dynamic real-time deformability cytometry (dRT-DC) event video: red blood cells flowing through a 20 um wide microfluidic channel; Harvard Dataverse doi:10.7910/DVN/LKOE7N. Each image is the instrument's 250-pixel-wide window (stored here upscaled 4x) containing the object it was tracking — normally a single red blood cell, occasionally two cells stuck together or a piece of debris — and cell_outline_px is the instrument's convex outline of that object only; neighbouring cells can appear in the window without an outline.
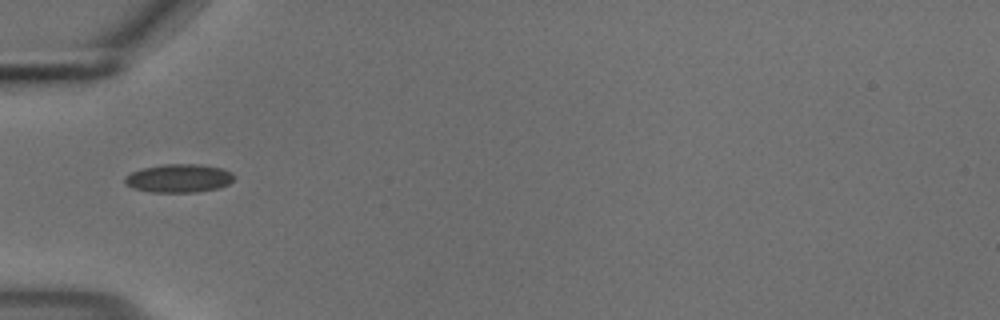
{"species": "common noctule bat (a hibernating species)", "species_latin": "Nyctalus noctula", "temperature_condition": "cold", "stored_images_in_passage": 37, "camera_frame_rate_fps": 3000, "um_per_image_px": 0.085, "animal": {"sex": "male", "body_mass_g": 18.8}, "frame": {"image": 1, "passage_image": 1, "time_ms": 0.0, "image_size_px": [1000, 320], "cell_outline_px": [[236, 176], [228, 184], [220, 188], [196, 192], [148, 192], [132, 188], [124, 184], [124, 176], [140, 168], [164, 164], [200, 164], [224, 168], [232, 172]], "centroid_in_image_um": [15.19, 15.15], "position_along_channel_um": 69.8, "area_um2": 18.44}}
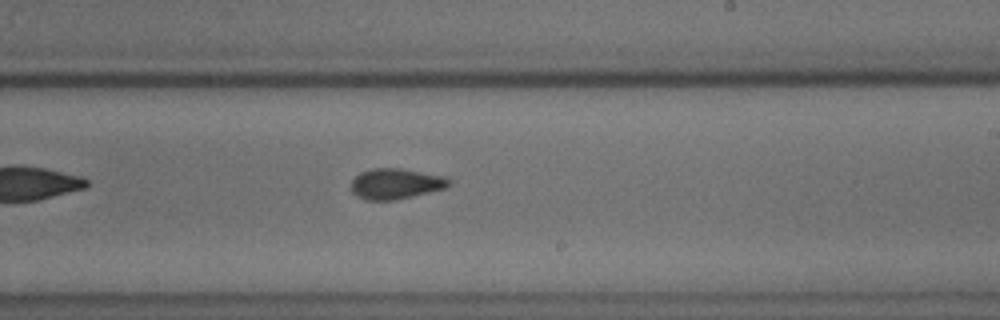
{"frame": {"image": 2, "passage_image": 16, "time_ms": 5.0, "image_size_px": [1000, 320], "cell_outline_px": [[452, 184], [448, 188], [412, 196], [392, 200], [364, 200], [356, 196], [352, 192], [352, 180], [360, 172], [372, 168], [400, 168], [448, 176], [452, 180]], "centroid_in_image_um": [33.7, 15.61], "position_along_channel_um": 255.3, "area_um2": 17.74}}
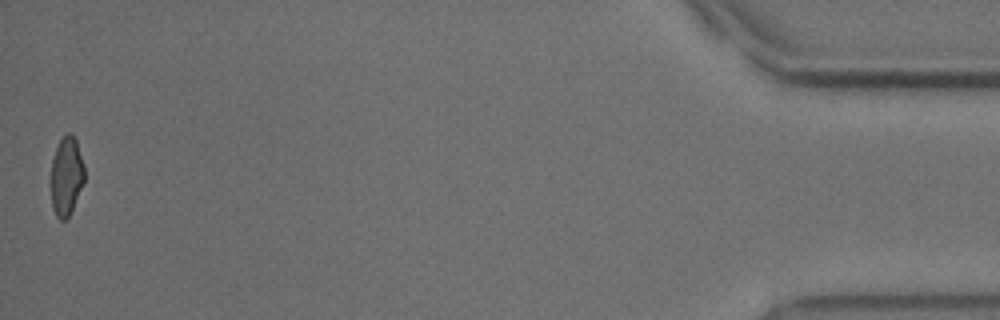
{"frame": {"image": 3, "passage_image": 37, "time_ms": 12.0, "image_size_px": [1000, 320], "cell_outline_px": [[84, 184], [68, 216], [64, 220], [60, 220], [56, 216], [52, 208], [52, 160], [56, 148], [60, 140], [68, 132], [72, 132], [76, 140], [84, 164]], "centroid_in_image_um": [5.66, 14.95], "position_along_channel_um": 429.5, "area_um2": 15.2}, "authors_computed_cell_mechanics": {"area_um2": 16.9354, "velocity_mm_per_s": 3.7106, "shape_relaxation_time_tau1_ms": null, "shape_relaxation_time_tau2_ms": 1.2929, "deformation_change_tau1": null, "deformation_change_tau2": 0.0733}}